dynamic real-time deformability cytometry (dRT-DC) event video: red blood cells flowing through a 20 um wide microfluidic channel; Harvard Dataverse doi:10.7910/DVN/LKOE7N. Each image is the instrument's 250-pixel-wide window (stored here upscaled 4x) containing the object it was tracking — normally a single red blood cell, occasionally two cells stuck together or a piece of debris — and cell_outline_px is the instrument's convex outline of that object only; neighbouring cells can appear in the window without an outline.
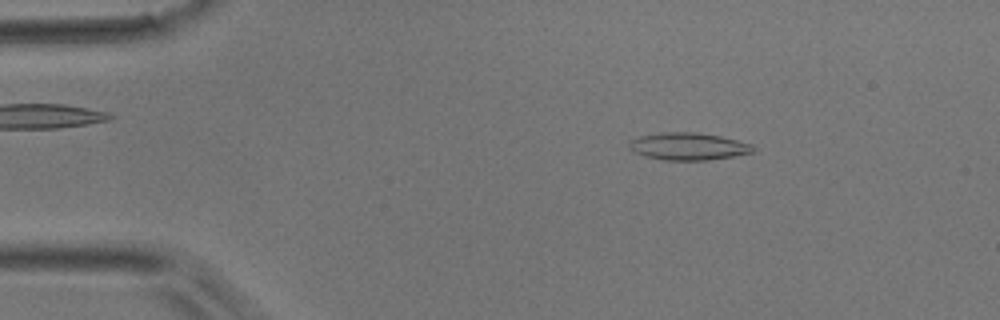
{"species": "common noctule bat (a hibernating species)", "species_latin": "Nyctalus noctula", "temperature_condition": "room temperature", "stored_images_in_passage": 49, "camera_frame_rate_fps": 3000, "um_per_image_px": 0.085, "animal": {"sex": "male", "body_mass_g": 17.9}, "frame": {"image": 1, "passage_image": 7, "time_ms": 2.0, "image_size_px": [1000, 320], "cell_outline_px": [[756, 152], [708, 160], [664, 160], [644, 156], [628, 148], [628, 140], [640, 136], [664, 132], [696, 132], [720, 136], [752, 144], [756, 148]], "centroid_in_image_um": [58.5, 12.44], "position_along_channel_um": 26.5, "area_um2": 19.83}}
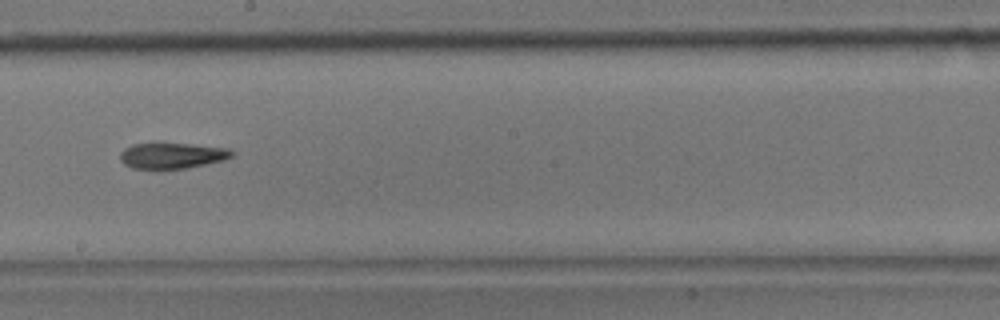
{"frame": {"image": 2, "passage_image": 27, "time_ms": 8.667, "image_size_px": [1000, 320], "cell_outline_px": [[236, 152], [232, 156], [224, 160], [184, 168], [132, 168], [124, 164], [120, 160], [120, 152], [124, 148], [132, 144], [156, 140], [232, 148]], "centroid_in_image_um": [14.62, 13.16], "position_along_channel_um": 233.6, "area_um2": 17.57}}
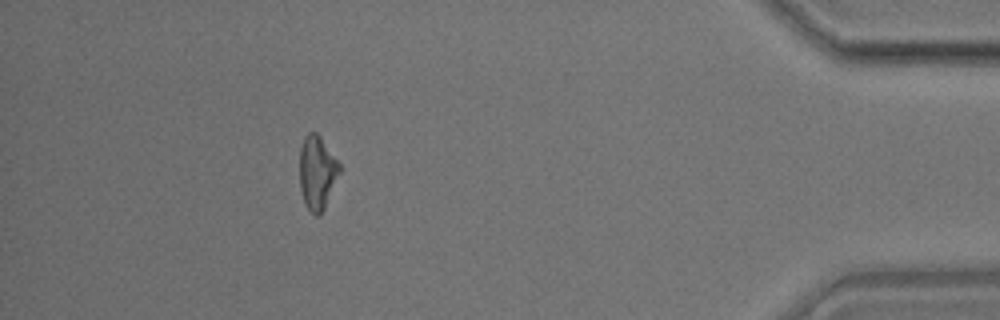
{"frame": {"image": 3, "passage_image": 44, "time_ms": 14.333, "image_size_px": [1000, 320], "cell_outline_px": [[340, 172], [324, 208], [320, 216], [316, 216], [304, 204], [300, 188], [300, 148], [304, 136], [308, 132], [316, 132], [320, 136], [340, 164]], "centroid_in_image_um": [26.94, 14.65], "position_along_channel_um": 408.3, "area_um2": 17.05}}